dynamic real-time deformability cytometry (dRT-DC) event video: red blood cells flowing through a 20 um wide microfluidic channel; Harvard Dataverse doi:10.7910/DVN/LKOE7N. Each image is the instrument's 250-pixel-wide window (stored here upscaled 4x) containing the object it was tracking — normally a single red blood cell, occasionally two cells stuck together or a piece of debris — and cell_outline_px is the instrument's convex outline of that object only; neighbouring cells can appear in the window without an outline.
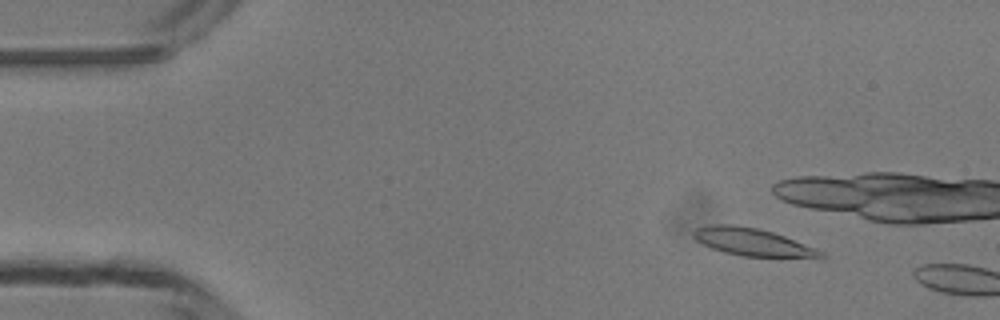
{"species": "common noctule bat (a hibernating species)", "species_latin": "Nyctalus noctula", "temperature_condition": "room temperature", "stored_images_in_passage": 8, "camera_frame_rate_fps": 3000, "um_per_image_px": 0.085, "animal": {"sex": "male", "body_mass_g": 13.3}, "frame": {"image": 1, "passage_image": 6, "time_ms": 1.667, "image_size_px": [1000, 320], "cell_outline_px": [[828, 256], [824, 260], [740, 256], [724, 252], [712, 248], [696, 240], [692, 236], [692, 232], [696, 228], [712, 224], [732, 224], [760, 228], [784, 236], [816, 248], [824, 252]], "centroid_in_image_um": [64.11, 20.62], "position_along_channel_um": 20.9, "area_um2": 21.33}}